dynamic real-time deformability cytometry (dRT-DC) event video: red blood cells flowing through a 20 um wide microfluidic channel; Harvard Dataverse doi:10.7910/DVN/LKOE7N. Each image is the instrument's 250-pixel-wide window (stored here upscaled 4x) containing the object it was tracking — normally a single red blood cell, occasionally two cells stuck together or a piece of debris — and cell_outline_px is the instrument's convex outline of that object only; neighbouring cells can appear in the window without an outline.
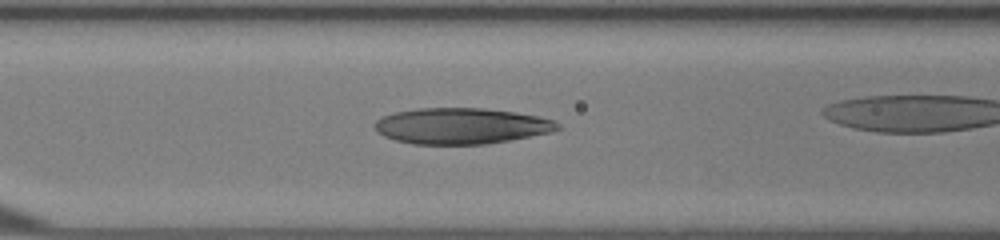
{"species": "human", "species_latin": "Homo sapiens", "temperature_condition": "room temperature", "stored_images_in_passage": 53, "camera_frame_rate_fps": 3000, "um_per_image_px": 0.085, "donor": {"sex": "female"}, "frame": {"image": 1, "passage_image": 23, "time_ms": 7.333, "image_size_px": [1000, 240], "cell_outline_px": [[560, 128], [552, 132], [508, 140], [484, 144], [412, 144], [396, 140], [384, 136], [376, 132], [372, 124], [380, 116], [396, 112], [420, 108], [484, 108], [516, 112], [540, 116], [556, 120], [560, 124]], "centroid_in_image_um": [39.2, 10.7], "position_along_channel_um": 127.4, "area_um2": 38.61}}
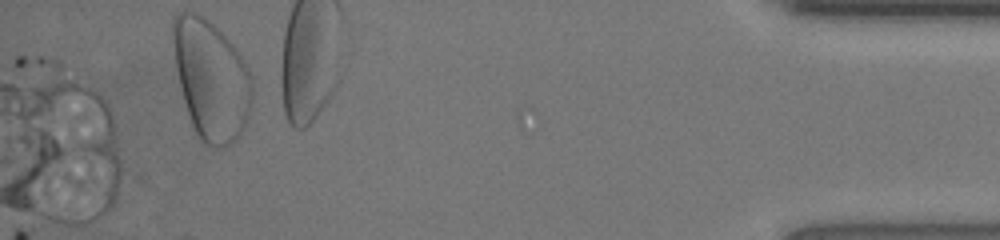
{"frame": {"image": 2, "passage_image": 53, "time_ms": 17.333, "image_size_px": [1000, 240], "cell_outline_px": [[252, 104], [248, 120], [240, 136], [232, 144], [220, 148], [216, 148], [200, 140], [192, 124], [180, 88], [176, 68], [172, 40], [172, 16], [176, 12], [196, 12], [208, 20], [236, 48], [244, 60], [252, 76]], "centroid_in_image_um": [17.96, 6.77], "position_along_channel_um": 417.2, "area_um2": 55.49}, "authors_computed_cell_mechanics": {"area_um2": 44.7372, "velocity_mm_per_s": 2.7623, "shape_relaxation_time_tau1_ms": 1.7459, "shape_relaxation_time_tau2_ms": null, "deformation_change_tau1": 0.0574, "deformation_change_tau2": null}}